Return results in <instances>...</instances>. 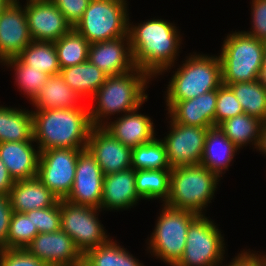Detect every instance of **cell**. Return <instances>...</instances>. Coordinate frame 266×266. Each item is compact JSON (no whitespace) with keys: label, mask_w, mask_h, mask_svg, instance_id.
I'll return each mask as SVG.
<instances>
[{"label":"cell","mask_w":266,"mask_h":266,"mask_svg":"<svg viewBox=\"0 0 266 266\" xmlns=\"http://www.w3.org/2000/svg\"><path fill=\"white\" fill-rule=\"evenodd\" d=\"M4 65L14 69L15 72V83H17L18 89L24 95H27L30 101H32L35 96L39 93L40 89L44 86L49 75L42 72L41 70H36L26 64H24L17 56L5 59L2 62Z\"/></svg>","instance_id":"35"},{"label":"cell","mask_w":266,"mask_h":266,"mask_svg":"<svg viewBox=\"0 0 266 266\" xmlns=\"http://www.w3.org/2000/svg\"><path fill=\"white\" fill-rule=\"evenodd\" d=\"M262 125L258 118L243 113L225 120L218 127L239 150L251 142L257 150Z\"/></svg>","instance_id":"28"},{"label":"cell","mask_w":266,"mask_h":266,"mask_svg":"<svg viewBox=\"0 0 266 266\" xmlns=\"http://www.w3.org/2000/svg\"><path fill=\"white\" fill-rule=\"evenodd\" d=\"M256 251H241L229 264L222 266H266V259L262 255L263 253L258 254Z\"/></svg>","instance_id":"43"},{"label":"cell","mask_w":266,"mask_h":266,"mask_svg":"<svg viewBox=\"0 0 266 266\" xmlns=\"http://www.w3.org/2000/svg\"><path fill=\"white\" fill-rule=\"evenodd\" d=\"M104 173L95 157L85 148L78 155L75 179L66 201L100 209Z\"/></svg>","instance_id":"13"},{"label":"cell","mask_w":266,"mask_h":266,"mask_svg":"<svg viewBox=\"0 0 266 266\" xmlns=\"http://www.w3.org/2000/svg\"><path fill=\"white\" fill-rule=\"evenodd\" d=\"M86 148L95 157L104 175L131 168L132 148L125 146L103 126H93Z\"/></svg>","instance_id":"16"},{"label":"cell","mask_w":266,"mask_h":266,"mask_svg":"<svg viewBox=\"0 0 266 266\" xmlns=\"http://www.w3.org/2000/svg\"><path fill=\"white\" fill-rule=\"evenodd\" d=\"M244 111L233 91L226 85L217 89V100L215 110V127L225 120L243 114Z\"/></svg>","instance_id":"38"},{"label":"cell","mask_w":266,"mask_h":266,"mask_svg":"<svg viewBox=\"0 0 266 266\" xmlns=\"http://www.w3.org/2000/svg\"><path fill=\"white\" fill-rule=\"evenodd\" d=\"M61 69L88 60L90 43L74 28L54 42Z\"/></svg>","instance_id":"33"},{"label":"cell","mask_w":266,"mask_h":266,"mask_svg":"<svg viewBox=\"0 0 266 266\" xmlns=\"http://www.w3.org/2000/svg\"><path fill=\"white\" fill-rule=\"evenodd\" d=\"M9 198L13 211L17 213L48 208L59 200L38 177L15 181Z\"/></svg>","instance_id":"23"},{"label":"cell","mask_w":266,"mask_h":266,"mask_svg":"<svg viewBox=\"0 0 266 266\" xmlns=\"http://www.w3.org/2000/svg\"><path fill=\"white\" fill-rule=\"evenodd\" d=\"M88 60L107 76L124 74L134 70L129 35L89 46Z\"/></svg>","instance_id":"18"},{"label":"cell","mask_w":266,"mask_h":266,"mask_svg":"<svg viewBox=\"0 0 266 266\" xmlns=\"http://www.w3.org/2000/svg\"><path fill=\"white\" fill-rule=\"evenodd\" d=\"M138 110L122 114L103 127L125 146L134 148L149 143L156 138L154 123L149 116L138 113Z\"/></svg>","instance_id":"21"},{"label":"cell","mask_w":266,"mask_h":266,"mask_svg":"<svg viewBox=\"0 0 266 266\" xmlns=\"http://www.w3.org/2000/svg\"><path fill=\"white\" fill-rule=\"evenodd\" d=\"M171 169L135 171L136 191L142 199L168 200Z\"/></svg>","instance_id":"31"},{"label":"cell","mask_w":266,"mask_h":266,"mask_svg":"<svg viewBox=\"0 0 266 266\" xmlns=\"http://www.w3.org/2000/svg\"><path fill=\"white\" fill-rule=\"evenodd\" d=\"M258 150L261 154H265L264 156H266V122H263L262 125L261 139L257 151Z\"/></svg>","instance_id":"46"},{"label":"cell","mask_w":266,"mask_h":266,"mask_svg":"<svg viewBox=\"0 0 266 266\" xmlns=\"http://www.w3.org/2000/svg\"><path fill=\"white\" fill-rule=\"evenodd\" d=\"M217 90L195 98L175 102L166 114L175 123L188 126L215 127Z\"/></svg>","instance_id":"19"},{"label":"cell","mask_w":266,"mask_h":266,"mask_svg":"<svg viewBox=\"0 0 266 266\" xmlns=\"http://www.w3.org/2000/svg\"><path fill=\"white\" fill-rule=\"evenodd\" d=\"M149 80L151 77L137 67L124 74L107 76L91 98L97 105L88 107L92 126H104L111 115L141 108L148 99L145 91Z\"/></svg>","instance_id":"3"},{"label":"cell","mask_w":266,"mask_h":266,"mask_svg":"<svg viewBox=\"0 0 266 266\" xmlns=\"http://www.w3.org/2000/svg\"><path fill=\"white\" fill-rule=\"evenodd\" d=\"M223 85L233 91L244 113L266 122V89L258 80Z\"/></svg>","instance_id":"32"},{"label":"cell","mask_w":266,"mask_h":266,"mask_svg":"<svg viewBox=\"0 0 266 266\" xmlns=\"http://www.w3.org/2000/svg\"><path fill=\"white\" fill-rule=\"evenodd\" d=\"M81 150L59 148L40 152L37 177L59 200H65L72 190Z\"/></svg>","instance_id":"11"},{"label":"cell","mask_w":266,"mask_h":266,"mask_svg":"<svg viewBox=\"0 0 266 266\" xmlns=\"http://www.w3.org/2000/svg\"><path fill=\"white\" fill-rule=\"evenodd\" d=\"M60 75L82 98H89L105 83L107 75L89 60L60 70Z\"/></svg>","instance_id":"26"},{"label":"cell","mask_w":266,"mask_h":266,"mask_svg":"<svg viewBox=\"0 0 266 266\" xmlns=\"http://www.w3.org/2000/svg\"><path fill=\"white\" fill-rule=\"evenodd\" d=\"M127 0H90L74 29L90 44L128 34Z\"/></svg>","instance_id":"8"},{"label":"cell","mask_w":266,"mask_h":266,"mask_svg":"<svg viewBox=\"0 0 266 266\" xmlns=\"http://www.w3.org/2000/svg\"><path fill=\"white\" fill-rule=\"evenodd\" d=\"M174 25L161 18L138 25H132L129 20L128 35L134 65L151 78L168 72L179 56L182 37Z\"/></svg>","instance_id":"1"},{"label":"cell","mask_w":266,"mask_h":266,"mask_svg":"<svg viewBox=\"0 0 266 266\" xmlns=\"http://www.w3.org/2000/svg\"><path fill=\"white\" fill-rule=\"evenodd\" d=\"M24 6L33 41L55 42L72 26L51 0H26Z\"/></svg>","instance_id":"14"},{"label":"cell","mask_w":266,"mask_h":266,"mask_svg":"<svg viewBox=\"0 0 266 266\" xmlns=\"http://www.w3.org/2000/svg\"><path fill=\"white\" fill-rule=\"evenodd\" d=\"M251 31H244L257 39H266V0H252L251 2Z\"/></svg>","instance_id":"40"},{"label":"cell","mask_w":266,"mask_h":266,"mask_svg":"<svg viewBox=\"0 0 266 266\" xmlns=\"http://www.w3.org/2000/svg\"><path fill=\"white\" fill-rule=\"evenodd\" d=\"M13 212L9 195L0 194V250L7 249V237Z\"/></svg>","instance_id":"42"},{"label":"cell","mask_w":266,"mask_h":266,"mask_svg":"<svg viewBox=\"0 0 266 266\" xmlns=\"http://www.w3.org/2000/svg\"><path fill=\"white\" fill-rule=\"evenodd\" d=\"M118 242L110 239L83 255L82 266H144Z\"/></svg>","instance_id":"29"},{"label":"cell","mask_w":266,"mask_h":266,"mask_svg":"<svg viewBox=\"0 0 266 266\" xmlns=\"http://www.w3.org/2000/svg\"><path fill=\"white\" fill-rule=\"evenodd\" d=\"M225 38L219 53L222 84L257 80L265 52L264 41L236 30Z\"/></svg>","instance_id":"6"},{"label":"cell","mask_w":266,"mask_h":266,"mask_svg":"<svg viewBox=\"0 0 266 266\" xmlns=\"http://www.w3.org/2000/svg\"><path fill=\"white\" fill-rule=\"evenodd\" d=\"M169 124L170 131L161 140L165 144L170 167L199 165L209 128L179 124L171 119Z\"/></svg>","instance_id":"12"},{"label":"cell","mask_w":266,"mask_h":266,"mask_svg":"<svg viewBox=\"0 0 266 266\" xmlns=\"http://www.w3.org/2000/svg\"><path fill=\"white\" fill-rule=\"evenodd\" d=\"M25 214L31 218L38 233H52L61 229V200L48 208L31 210Z\"/></svg>","instance_id":"37"},{"label":"cell","mask_w":266,"mask_h":266,"mask_svg":"<svg viewBox=\"0 0 266 266\" xmlns=\"http://www.w3.org/2000/svg\"><path fill=\"white\" fill-rule=\"evenodd\" d=\"M257 80L259 84L266 89V50L264 52L262 67Z\"/></svg>","instance_id":"45"},{"label":"cell","mask_w":266,"mask_h":266,"mask_svg":"<svg viewBox=\"0 0 266 266\" xmlns=\"http://www.w3.org/2000/svg\"><path fill=\"white\" fill-rule=\"evenodd\" d=\"M172 75L166 87V108L175 102L195 98L217 90L222 85V68L219 56L191 54Z\"/></svg>","instance_id":"4"},{"label":"cell","mask_w":266,"mask_h":266,"mask_svg":"<svg viewBox=\"0 0 266 266\" xmlns=\"http://www.w3.org/2000/svg\"><path fill=\"white\" fill-rule=\"evenodd\" d=\"M17 57L26 65L49 76L60 74V65L54 42L32 41Z\"/></svg>","instance_id":"30"},{"label":"cell","mask_w":266,"mask_h":266,"mask_svg":"<svg viewBox=\"0 0 266 266\" xmlns=\"http://www.w3.org/2000/svg\"><path fill=\"white\" fill-rule=\"evenodd\" d=\"M15 180L9 174L8 169L0 158V194L9 195Z\"/></svg>","instance_id":"44"},{"label":"cell","mask_w":266,"mask_h":266,"mask_svg":"<svg viewBox=\"0 0 266 266\" xmlns=\"http://www.w3.org/2000/svg\"><path fill=\"white\" fill-rule=\"evenodd\" d=\"M205 215H199L189 226L183 256L175 266H222L225 242L222 232Z\"/></svg>","instance_id":"9"},{"label":"cell","mask_w":266,"mask_h":266,"mask_svg":"<svg viewBox=\"0 0 266 266\" xmlns=\"http://www.w3.org/2000/svg\"><path fill=\"white\" fill-rule=\"evenodd\" d=\"M33 139L32 110L0 106V143Z\"/></svg>","instance_id":"27"},{"label":"cell","mask_w":266,"mask_h":266,"mask_svg":"<svg viewBox=\"0 0 266 266\" xmlns=\"http://www.w3.org/2000/svg\"><path fill=\"white\" fill-rule=\"evenodd\" d=\"M141 199L136 191L134 169L104 175L101 210H127L136 206Z\"/></svg>","instance_id":"20"},{"label":"cell","mask_w":266,"mask_h":266,"mask_svg":"<svg viewBox=\"0 0 266 266\" xmlns=\"http://www.w3.org/2000/svg\"><path fill=\"white\" fill-rule=\"evenodd\" d=\"M48 266H82L83 255L63 230L38 233L25 248Z\"/></svg>","instance_id":"15"},{"label":"cell","mask_w":266,"mask_h":266,"mask_svg":"<svg viewBox=\"0 0 266 266\" xmlns=\"http://www.w3.org/2000/svg\"><path fill=\"white\" fill-rule=\"evenodd\" d=\"M131 168L135 171L171 169L164 142L155 138L149 143L132 148Z\"/></svg>","instance_id":"34"},{"label":"cell","mask_w":266,"mask_h":266,"mask_svg":"<svg viewBox=\"0 0 266 266\" xmlns=\"http://www.w3.org/2000/svg\"><path fill=\"white\" fill-rule=\"evenodd\" d=\"M237 151H239L238 148L219 127L209 128L200 165L221 178L226 170L228 171V167Z\"/></svg>","instance_id":"24"},{"label":"cell","mask_w":266,"mask_h":266,"mask_svg":"<svg viewBox=\"0 0 266 266\" xmlns=\"http://www.w3.org/2000/svg\"><path fill=\"white\" fill-rule=\"evenodd\" d=\"M82 99L58 74L48 77L31 104L41 110L72 109L82 107Z\"/></svg>","instance_id":"25"},{"label":"cell","mask_w":266,"mask_h":266,"mask_svg":"<svg viewBox=\"0 0 266 266\" xmlns=\"http://www.w3.org/2000/svg\"><path fill=\"white\" fill-rule=\"evenodd\" d=\"M220 180L215 173L200 164L171 168L170 193L164 204L205 215L203 210L215 196Z\"/></svg>","instance_id":"5"},{"label":"cell","mask_w":266,"mask_h":266,"mask_svg":"<svg viewBox=\"0 0 266 266\" xmlns=\"http://www.w3.org/2000/svg\"><path fill=\"white\" fill-rule=\"evenodd\" d=\"M13 0H0V16Z\"/></svg>","instance_id":"47"},{"label":"cell","mask_w":266,"mask_h":266,"mask_svg":"<svg viewBox=\"0 0 266 266\" xmlns=\"http://www.w3.org/2000/svg\"><path fill=\"white\" fill-rule=\"evenodd\" d=\"M162 207L155 229L147 242V250L164 263L175 266L183 256L187 230L199 215L166 204H162Z\"/></svg>","instance_id":"7"},{"label":"cell","mask_w":266,"mask_h":266,"mask_svg":"<svg viewBox=\"0 0 266 266\" xmlns=\"http://www.w3.org/2000/svg\"><path fill=\"white\" fill-rule=\"evenodd\" d=\"M0 266H48L25 248L22 249H1Z\"/></svg>","instance_id":"39"},{"label":"cell","mask_w":266,"mask_h":266,"mask_svg":"<svg viewBox=\"0 0 266 266\" xmlns=\"http://www.w3.org/2000/svg\"><path fill=\"white\" fill-rule=\"evenodd\" d=\"M13 0L0 16V63L17 56L33 40L24 7Z\"/></svg>","instance_id":"17"},{"label":"cell","mask_w":266,"mask_h":266,"mask_svg":"<svg viewBox=\"0 0 266 266\" xmlns=\"http://www.w3.org/2000/svg\"><path fill=\"white\" fill-rule=\"evenodd\" d=\"M33 114V139L39 151L71 148L85 149L93 127L89 108L35 109Z\"/></svg>","instance_id":"2"},{"label":"cell","mask_w":266,"mask_h":266,"mask_svg":"<svg viewBox=\"0 0 266 266\" xmlns=\"http://www.w3.org/2000/svg\"><path fill=\"white\" fill-rule=\"evenodd\" d=\"M74 28L81 20L90 0H51Z\"/></svg>","instance_id":"41"},{"label":"cell","mask_w":266,"mask_h":266,"mask_svg":"<svg viewBox=\"0 0 266 266\" xmlns=\"http://www.w3.org/2000/svg\"><path fill=\"white\" fill-rule=\"evenodd\" d=\"M34 141L1 142L0 158L15 180L37 177L40 151L35 149Z\"/></svg>","instance_id":"22"},{"label":"cell","mask_w":266,"mask_h":266,"mask_svg":"<svg viewBox=\"0 0 266 266\" xmlns=\"http://www.w3.org/2000/svg\"><path fill=\"white\" fill-rule=\"evenodd\" d=\"M38 234L31 218L25 213L13 212L7 237V249H22Z\"/></svg>","instance_id":"36"},{"label":"cell","mask_w":266,"mask_h":266,"mask_svg":"<svg viewBox=\"0 0 266 266\" xmlns=\"http://www.w3.org/2000/svg\"><path fill=\"white\" fill-rule=\"evenodd\" d=\"M263 41H264V46H265V50H266V39H264Z\"/></svg>","instance_id":"48"},{"label":"cell","mask_w":266,"mask_h":266,"mask_svg":"<svg viewBox=\"0 0 266 266\" xmlns=\"http://www.w3.org/2000/svg\"><path fill=\"white\" fill-rule=\"evenodd\" d=\"M99 208L72 204L61 200V230L72 239L77 249L84 255L90 249L107 243L108 237L105 227L101 224Z\"/></svg>","instance_id":"10"}]
</instances>
